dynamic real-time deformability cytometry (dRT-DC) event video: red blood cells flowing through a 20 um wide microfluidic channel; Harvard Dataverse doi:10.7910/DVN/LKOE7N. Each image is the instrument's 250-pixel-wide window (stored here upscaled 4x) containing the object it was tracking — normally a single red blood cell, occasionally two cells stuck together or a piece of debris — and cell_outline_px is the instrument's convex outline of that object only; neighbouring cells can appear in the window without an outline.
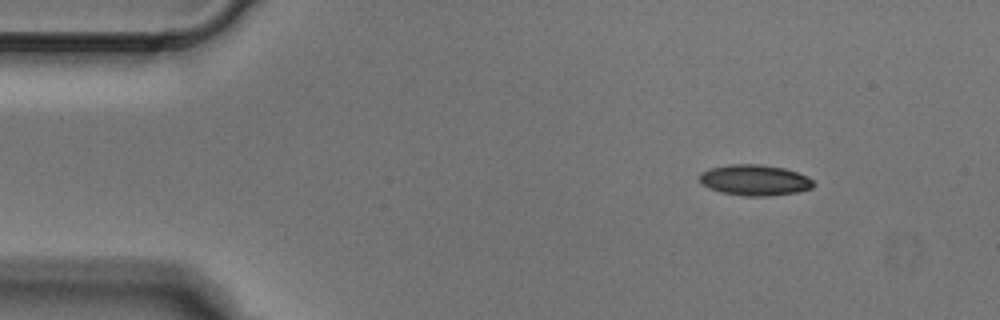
{"species": "Egyptian fruit bat (a non-hibernating species)", "species_latin": "Rousettus aegyptiacus", "temperature_condition": "cold", "stored_images_in_passage": 3, "camera_frame_rate_fps": 3000, "um_per_image_px": 0.085, "animal": {"sex": "male"}, "frame": {"image": 1, "passage_image": 1, "time_ms": 0.0, "image_size_px": [1000, 320], "cell_outline_px": [[816, 184], [812, 188], [796, 192], [768, 196], [744, 196], [720, 192], [708, 188], [700, 180], [700, 172], [708, 168], [732, 164], [760, 164], [784, 168], [808, 176]], "centroid_in_image_um": [64.15, 15.31], "position_along_channel_um": 20.8, "area_um2": 20.52}}
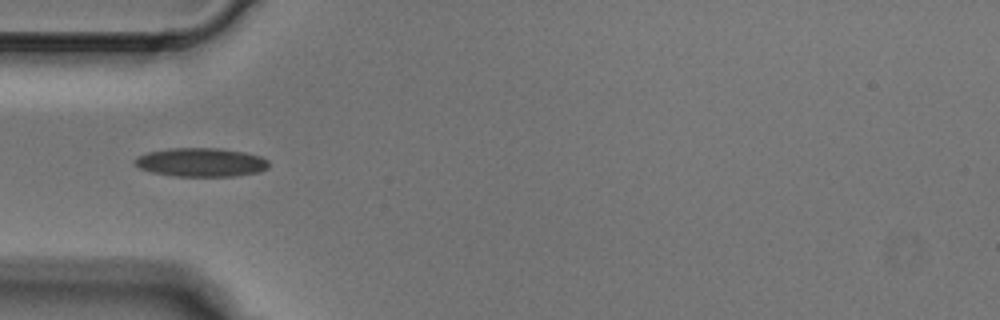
{"frame": {"image": 2, "passage_image": 3, "time_ms": 0.667, "image_size_px": [1000, 320], "cell_outline_px": [[268, 168], [260, 172], [232, 176], [172, 176], [152, 172], [140, 168], [132, 164], [132, 160], [136, 156], [148, 152], [168, 148], [220, 148], [244, 152], [260, 156], [268, 160]], "centroid_in_image_um": [17.04, 13.79], "position_along_channel_um": 68.0, "area_um2": 22.66}}